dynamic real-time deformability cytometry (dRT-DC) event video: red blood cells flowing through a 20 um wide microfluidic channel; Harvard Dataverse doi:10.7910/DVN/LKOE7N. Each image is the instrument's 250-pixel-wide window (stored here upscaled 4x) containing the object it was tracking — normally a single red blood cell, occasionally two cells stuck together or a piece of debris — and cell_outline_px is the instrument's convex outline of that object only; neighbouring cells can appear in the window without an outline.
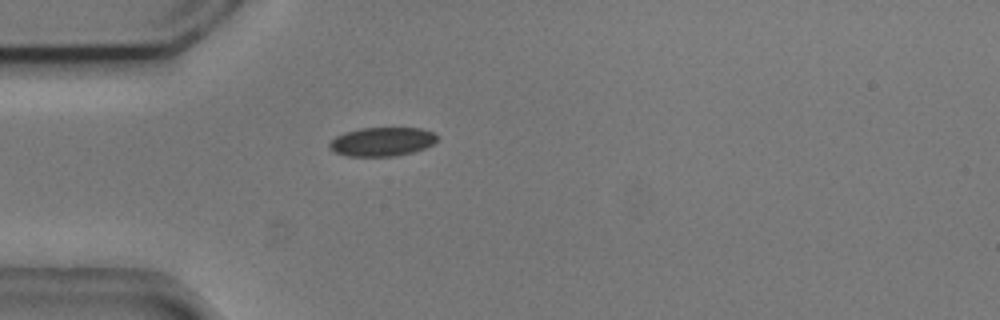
{"species": "common noctule bat (a hibernating species)", "species_latin": "Nyctalus noctula", "temperature_condition": "cold", "stored_images_in_passage": 2, "camera_frame_rate_fps": 3000, "um_per_image_px": 0.085, "animal": {"sex": "male", "body_mass_g": 20.5, "forearm_length_mm": 52.5}, "frame": {"image": 1, "passage_image": 2, "time_ms": 0.333, "image_size_px": [1000, 320], "cell_outline_px": [[436, 140], [432, 144], [424, 148], [412, 152], [396, 156], [348, 156], [332, 152], [328, 148], [328, 144], [336, 136], [344, 132], [360, 128], [420, 128], [432, 132], [436, 136]], "centroid_in_image_um": [32.41, 12.05], "position_along_channel_um": 52.6, "area_um2": 18.09}}